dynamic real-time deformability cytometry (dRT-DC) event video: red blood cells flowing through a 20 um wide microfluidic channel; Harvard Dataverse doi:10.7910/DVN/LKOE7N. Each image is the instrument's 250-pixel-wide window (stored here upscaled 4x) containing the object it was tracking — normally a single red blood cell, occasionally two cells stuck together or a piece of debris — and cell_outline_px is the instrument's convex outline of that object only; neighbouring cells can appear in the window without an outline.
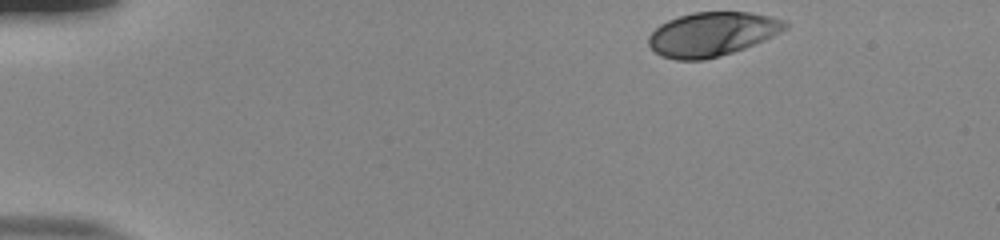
{"species": "human", "species_latin": "Homo sapiens", "temperature_condition": "room temperature", "stored_images_in_passage": 38, "camera_frame_rate_fps": 3000, "um_per_image_px": 0.085, "donor": {"sex": "male"}, "frame": {"image": 1, "passage_image": 1, "time_ms": 0.0, "image_size_px": [1000, 240], "cell_outline_px": [[788, 28], [764, 40], [744, 48], [720, 56], [704, 60], [676, 60], [660, 56], [648, 44], [648, 36], [660, 24], [668, 20], [692, 12], [748, 12], [768, 16], [784, 20], [788, 24]], "centroid_in_image_um": [60.51, 2.9], "position_along_channel_um": 24.5, "area_um2": 34.91}}
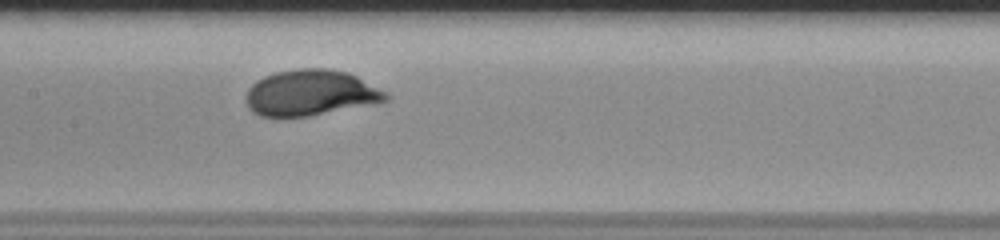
{"frame": {"image": 2, "passage_image": 21, "time_ms": 6.667, "image_size_px": [1000, 240], "cell_outline_px": [[388, 100], [372, 104], [308, 116], [260, 116], [252, 112], [248, 108], [248, 88], [256, 80], [264, 76], [276, 72], [296, 68], [328, 68], [348, 72], [388, 92]], "centroid_in_image_um": [26.41, 7.88], "position_along_channel_um": 181.0, "area_um2": 37.22}}
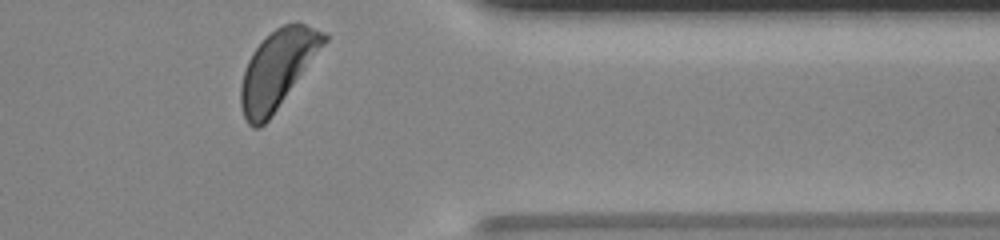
{"frame": {"image": 3, "passage_image": 38, "time_ms": 12.333, "image_size_px": [1000, 240], "cell_outline_px": [[328, 40], [268, 120], [260, 128], [252, 128], [248, 124], [244, 116], [240, 104], [240, 84], [248, 60], [252, 52], [276, 28], [284, 24], [304, 24], [324, 32], [328, 36]], "centroid_in_image_um": [23.56, 5.91], "position_along_channel_um": 387.8, "area_um2": 36.82}, "authors_computed_cell_mechanics": {"area_um2": 36.3562, "velocity_mm_per_s": 3.8239, "shape_relaxation_time_tau1_ms": 2.8029, "shape_relaxation_time_tau2_ms": null, "deformation_change_tau1": 0.1811, "deformation_change_tau2": null}}